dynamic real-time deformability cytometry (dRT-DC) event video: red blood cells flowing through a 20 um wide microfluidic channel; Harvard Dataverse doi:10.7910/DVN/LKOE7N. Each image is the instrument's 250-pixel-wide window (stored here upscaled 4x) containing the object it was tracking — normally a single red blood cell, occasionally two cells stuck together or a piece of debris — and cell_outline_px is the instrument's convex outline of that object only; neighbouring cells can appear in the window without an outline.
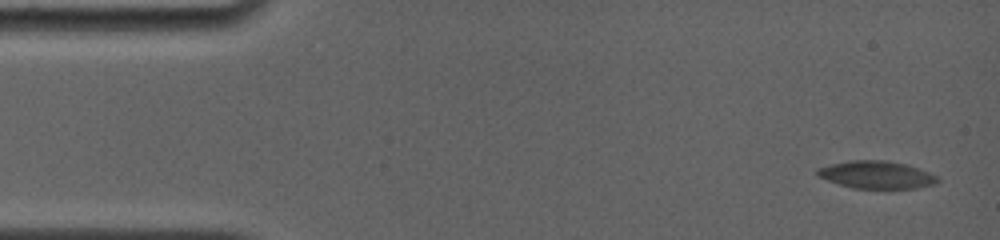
{"species": "common noctule bat (a hibernating species)", "species_latin": "Nyctalus noctula", "temperature_condition": "room temperature", "stored_images_in_passage": 33, "camera_frame_rate_fps": 4000, "um_per_image_px": 0.085, "animal": {"sex": "female", "body_mass_g": 19.0, "forearm_length_mm": 56.7}, "frame": {"image": 1, "passage_image": 1, "time_ms": 0.0, "image_size_px": [1000, 240], "cell_outline_px": [[940, 180], [936, 184], [916, 188], [852, 188], [816, 176], [816, 168], [848, 160], [884, 160], [904, 164], [928, 172], [936, 176]], "centroid_in_image_um": [74.47, 14.85], "position_along_channel_um": 10.5, "area_um2": 19.13}}
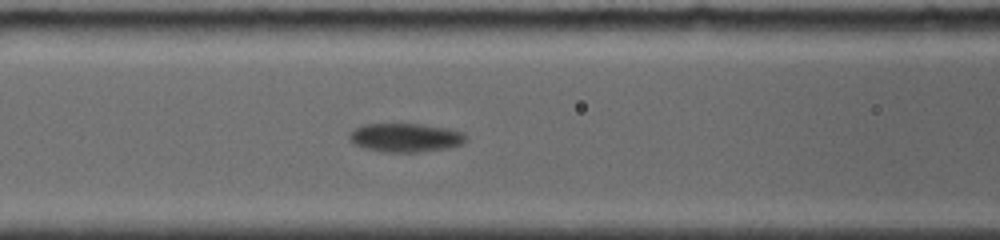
{"frame": {"image": 2, "passage_image": 15, "time_ms": 6.5, "image_size_px": [1000, 240], "cell_outline_px": [[468, 136], [460, 144], [440, 148], [412, 152], [392, 152], [368, 148], [356, 144], [348, 136], [356, 128], [364, 124], [420, 124], [452, 128], [464, 132]], "centroid_in_image_um": [34.51, 11.66], "position_along_channel_um": 132.1, "area_um2": 18.9}}
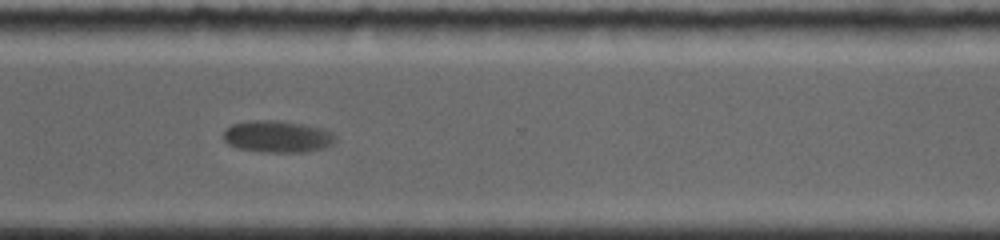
{"frame": {"image": 3, "passage_image": 28, "time_ms": 12.5, "image_size_px": [1000, 240], "cell_outline_px": [[336, 140], [332, 144], [324, 148], [304, 152], [268, 152], [240, 148], [228, 144], [224, 140], [224, 128], [232, 124], [252, 120], [276, 120], [304, 124], [320, 128], [332, 132], [336, 136]], "centroid_in_image_um": [23.59, 11.6], "position_along_channel_um": 347.0, "area_um2": 20.75}}